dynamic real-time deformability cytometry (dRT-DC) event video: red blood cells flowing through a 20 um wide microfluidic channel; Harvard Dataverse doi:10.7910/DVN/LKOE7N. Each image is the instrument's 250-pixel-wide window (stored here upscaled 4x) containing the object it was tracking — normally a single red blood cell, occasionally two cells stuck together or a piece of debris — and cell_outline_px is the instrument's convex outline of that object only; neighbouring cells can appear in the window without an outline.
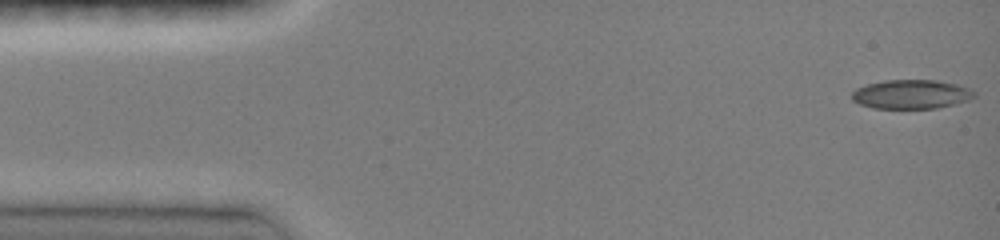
{"species": "common noctule bat (a hibernating species)", "species_latin": "Nyctalus noctula", "temperature_condition": "room temperature", "stored_images_in_passage": 46, "camera_frame_rate_fps": 3000, "um_per_image_px": 0.085, "animal": {"sex": "female", "body_mass_g": 19.0, "forearm_length_mm": 51.5}, "frame": {"image": 1, "passage_image": 1, "time_ms": 0.0, "image_size_px": [1000, 240], "cell_outline_px": [[976, 96], [968, 100], [936, 108], [872, 108], [860, 104], [852, 100], [852, 92], [856, 88], [868, 84], [884, 80], [936, 80], [956, 84], [968, 88], [976, 92]], "centroid_in_image_um": [77.44, 8.01], "position_along_channel_um": 7.6, "area_um2": 20.63}}
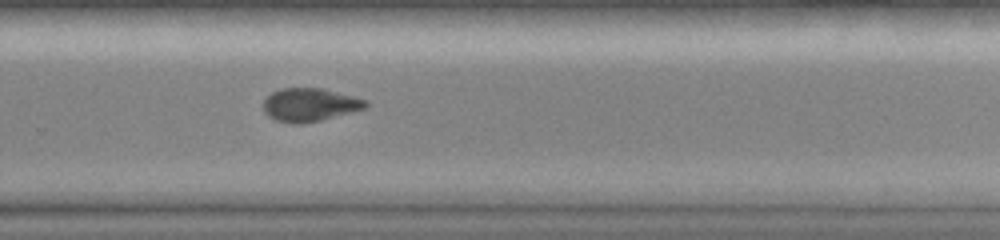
{"frame": {"image": 2, "passage_image": 31, "time_ms": 10.0, "image_size_px": [1000, 240], "cell_outline_px": [[368, 104], [364, 108], [352, 112], [320, 120], [300, 124], [296, 124], [276, 120], [268, 116], [264, 112], [264, 100], [272, 92], [280, 88], [320, 88], [368, 100]], "centroid_in_image_um": [26.31, 8.9], "position_along_channel_um": 303.5, "area_um2": 19.59}}
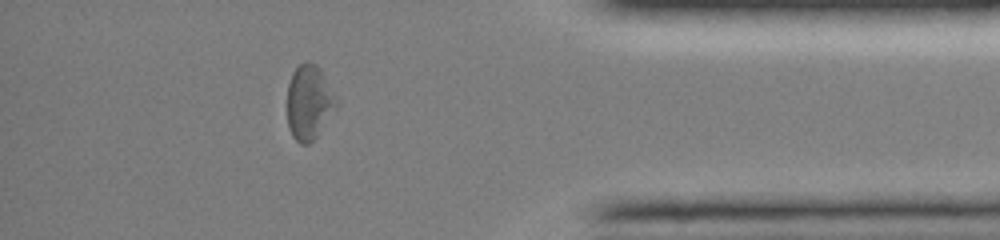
{"frame": {"image": 3, "passage_image": 40, "time_ms": 13.0, "image_size_px": [1000, 240], "cell_outline_px": [[336, 104], [316, 136], [308, 144], [300, 144], [292, 136], [288, 124], [288, 84], [292, 72], [304, 60], [308, 60], [316, 64], [320, 68], [336, 96]], "centroid_in_image_um": [26.24, 8.64], "position_along_channel_um": 409.0, "area_um2": 20.92}, "authors_computed_cell_mechanics": {"area_um2": 20.5768, "velocity_mm_per_s": 4.1472, "shape_relaxation_time_tau1_ms": 8.4311, "shape_relaxation_time_tau2_ms": 6.675, "deformation_change_tau1": 0.1911, "deformation_change_tau2": 0.1087}}